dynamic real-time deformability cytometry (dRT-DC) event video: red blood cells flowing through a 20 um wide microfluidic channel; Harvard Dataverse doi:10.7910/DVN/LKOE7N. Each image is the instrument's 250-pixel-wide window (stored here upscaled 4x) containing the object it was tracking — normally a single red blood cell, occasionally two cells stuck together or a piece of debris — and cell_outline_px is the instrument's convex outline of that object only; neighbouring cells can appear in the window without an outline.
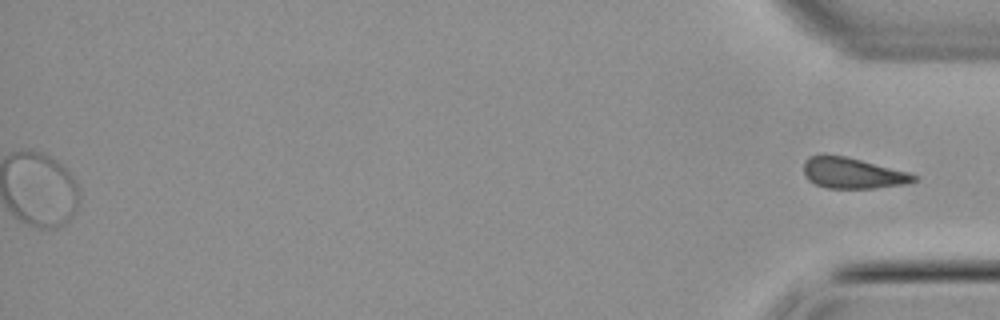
{"species": "common noctule bat (a hibernating species)", "species_latin": "Nyctalus noctula", "temperature_condition": "cold", "stored_images_in_passage": 52, "segment_of_instrument_passage": [2, 2], "camera_frame_rate_fps": 3000, "um_per_image_px": 0.085, "animal": {"sex": "male", "body_mass_g": 21.5, "forearm_length_mm": 52.0}, "frame": {"image": 1, "passage_image": 52, "time_ms": 17.0, "image_size_px": [1000, 320], "cell_outline_px": [[920, 176], [916, 180], [904, 184], [872, 188], [824, 188], [808, 180], [804, 172], [804, 164], [808, 156], [844, 156], [908, 172]], "centroid_in_image_um": [72.48, 14.73], "position_along_channel_um": 362.7, "area_um2": 19.36}}